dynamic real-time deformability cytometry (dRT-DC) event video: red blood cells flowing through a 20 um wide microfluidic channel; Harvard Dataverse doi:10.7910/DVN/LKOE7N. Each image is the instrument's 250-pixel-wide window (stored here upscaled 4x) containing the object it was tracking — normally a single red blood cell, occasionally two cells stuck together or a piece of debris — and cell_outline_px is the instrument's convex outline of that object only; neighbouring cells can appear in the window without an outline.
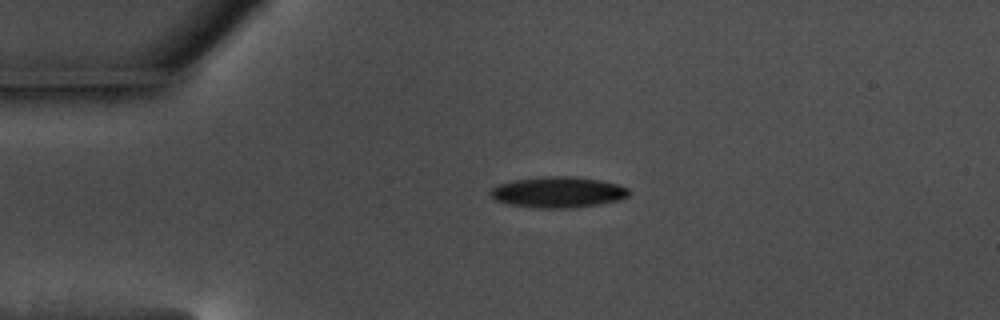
{"species": "common noctule bat (a hibernating species)", "species_latin": "Nyctalus noctula", "temperature_condition": "warm", "stored_images_in_passage": 11, "camera_frame_rate_fps": 3000, "um_per_image_px": 0.085, "animal": {"sex": "male", "body_mass_g": 17.5, "forearm_length_mm": 52.3}, "frame": {"image": 1, "passage_image": 1, "time_ms": 0.0, "image_size_px": [1000, 320], "cell_outline_px": [[628, 196], [616, 200], [600, 204], [576, 208], [536, 208], [508, 204], [496, 200], [488, 192], [492, 188], [500, 184], [516, 180], [544, 176], [576, 176], [600, 180], [616, 184], [628, 188]], "centroid_in_image_um": [47.42, 16.34], "position_along_channel_um": 37.6, "area_um2": 24.85}}
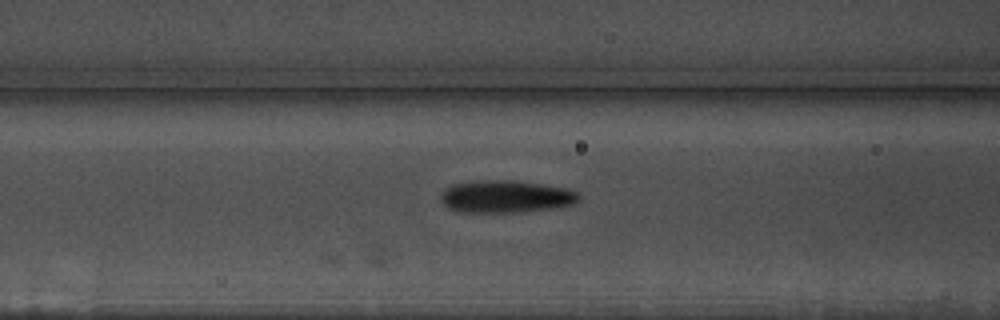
{"frame": {"image": 2, "passage_image": 11, "time_ms": 3.333, "image_size_px": [1000, 320], "cell_outline_px": [[580, 200], [576, 204], [548, 208], [512, 212], [460, 212], [448, 208], [440, 200], [440, 192], [444, 188], [452, 184], [488, 180], [512, 180], [540, 184], [564, 188], [576, 192], [580, 196]], "centroid_in_image_um": [42.94, 16.7], "position_along_channel_um": 123.7, "area_um2": 25.84}}